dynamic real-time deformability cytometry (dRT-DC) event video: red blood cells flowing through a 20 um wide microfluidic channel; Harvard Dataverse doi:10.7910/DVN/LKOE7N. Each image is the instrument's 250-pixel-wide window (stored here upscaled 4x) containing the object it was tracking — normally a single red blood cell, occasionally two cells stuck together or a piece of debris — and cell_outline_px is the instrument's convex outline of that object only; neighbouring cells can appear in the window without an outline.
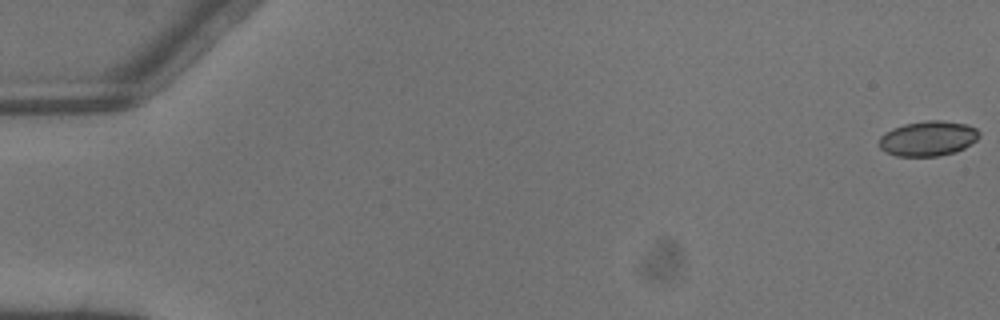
{"species": "common noctule bat (a hibernating species)", "species_latin": "Nyctalus noctula", "temperature_condition": "warm", "stored_images_in_passage": 5, "camera_frame_rate_fps": 3000, "um_per_image_px": 0.085, "animal": {"sex": "male", "body_mass_g": 13.3}, "frame": {"image": 1, "passage_image": 1, "time_ms": 0.0, "image_size_px": [1000, 320], "cell_outline_px": [[980, 136], [976, 140], [964, 148], [956, 152], [936, 156], [896, 156], [884, 152], [880, 148], [880, 136], [884, 132], [892, 128], [904, 124], [928, 120], [940, 120], [968, 124], [976, 128], [980, 132]], "centroid_in_image_um": [78.88, 11.77], "position_along_channel_um": 6.1, "area_um2": 20.58}}
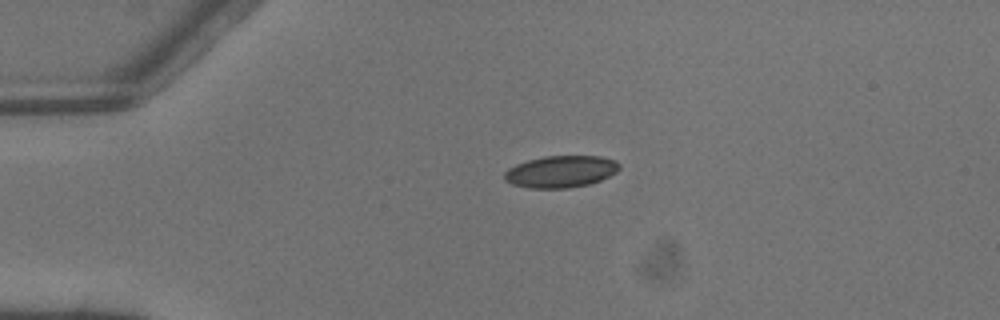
{"frame": {"image": 2, "passage_image": 4, "time_ms": 1.0, "image_size_px": [1000, 320], "cell_outline_px": [[620, 168], [616, 172], [600, 180], [588, 184], [568, 188], [528, 188], [512, 184], [504, 180], [504, 172], [508, 168], [516, 164], [528, 160], [544, 156], [600, 156], [612, 160], [620, 164]], "centroid_in_image_um": [47.63, 14.58], "position_along_channel_um": 37.4, "area_um2": 21.27}}